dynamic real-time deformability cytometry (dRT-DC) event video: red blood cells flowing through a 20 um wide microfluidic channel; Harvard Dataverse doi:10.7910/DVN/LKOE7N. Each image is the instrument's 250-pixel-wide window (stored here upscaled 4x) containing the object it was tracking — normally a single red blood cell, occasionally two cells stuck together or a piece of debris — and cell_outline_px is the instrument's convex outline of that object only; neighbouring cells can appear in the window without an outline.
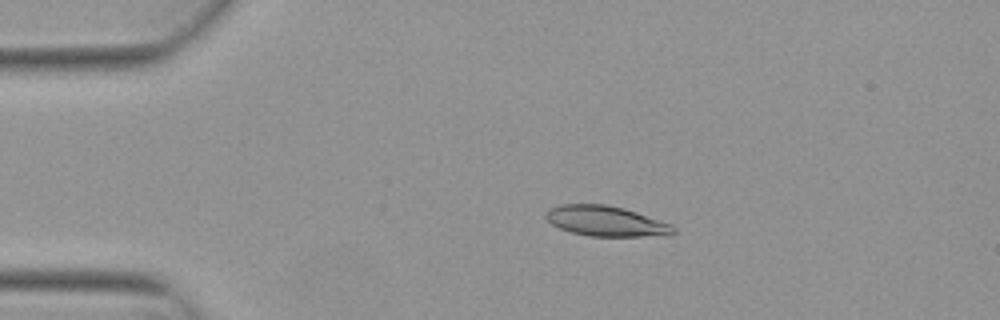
{"species": "Egyptian fruit bat (a non-hibernating species)", "species_latin": "Rousettus aegyptiacus", "temperature_condition": "warm", "stored_images_in_passage": 53, "camera_frame_rate_fps": 3000, "um_per_image_px": 0.085, "animal": {"sex": "female"}, "frame": {"image": 1, "passage_image": 11, "time_ms": 3.333, "image_size_px": [1000, 320], "cell_outline_px": [[676, 232], [668, 236], [588, 236], [572, 232], [560, 228], [552, 224], [544, 216], [548, 208], [560, 204], [604, 204], [624, 208], [672, 224], [676, 228]], "centroid_in_image_um": [51.53, 18.79], "position_along_channel_um": 33.5, "area_um2": 22.66}}
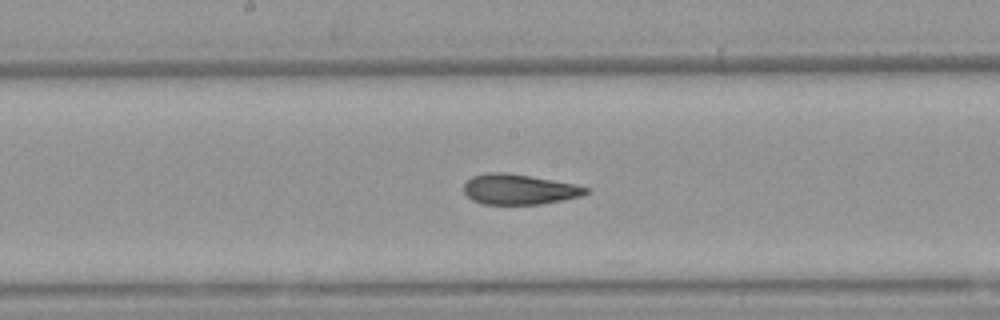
{"frame": {"image": 2, "passage_image": 28, "time_ms": 9.0, "image_size_px": [1000, 320], "cell_outline_px": [[588, 192], [580, 196], [564, 200], [540, 204], [480, 204], [472, 200], [464, 192], [464, 184], [472, 176], [488, 172], [504, 172], [552, 180], [572, 184], [588, 188]], "centroid_in_image_um": [44.07, 16.1], "position_along_channel_um": 204.1, "area_um2": 21.33}}
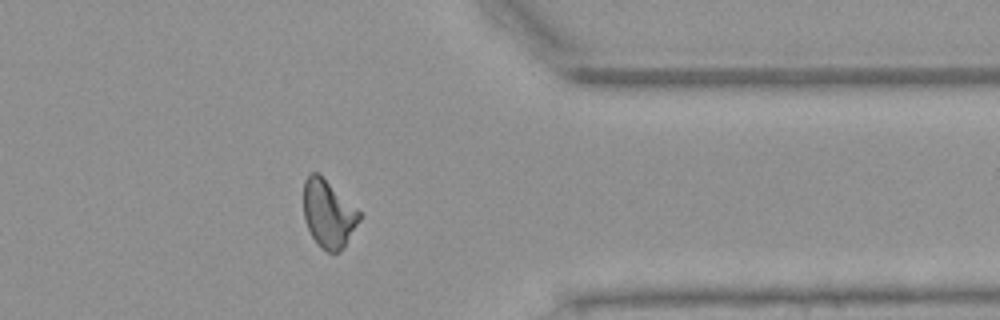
{"frame": {"image": 3, "passage_image": 43, "time_ms": 14.0, "image_size_px": [1000, 320], "cell_outline_px": [[360, 220], [340, 252], [328, 252], [320, 248], [312, 236], [304, 220], [304, 180], [312, 172], [316, 172], [360, 212]], "centroid_in_image_um": [27.89, 18.21], "position_along_channel_um": 383.5, "area_um2": 21.39}, "authors_computed_cell_mechanics": {"area_um2": 22.0796, "velocity_mm_per_s": 3.8379, "shape_relaxation_time_tau1_ms": null, "shape_relaxation_time_tau2_ms": 1.969, "deformation_change_tau1": null, "deformation_change_tau2": 0.0811}}